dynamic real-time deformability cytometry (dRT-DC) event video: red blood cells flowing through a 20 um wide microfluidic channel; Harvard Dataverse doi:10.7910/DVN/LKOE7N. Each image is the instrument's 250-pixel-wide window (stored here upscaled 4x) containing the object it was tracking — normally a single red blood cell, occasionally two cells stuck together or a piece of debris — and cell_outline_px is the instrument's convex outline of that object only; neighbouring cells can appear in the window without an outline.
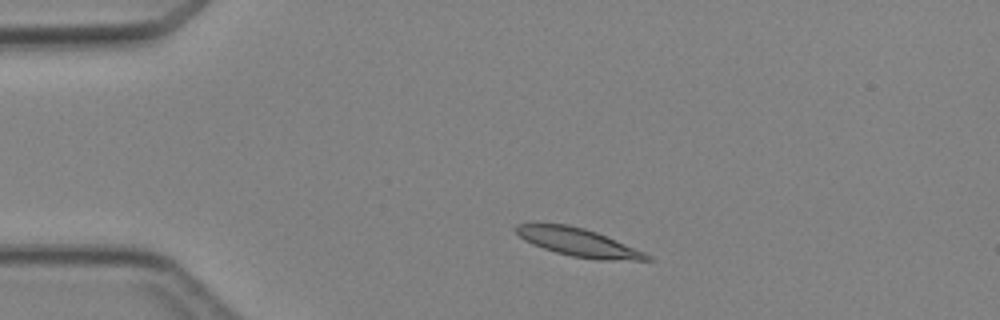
{"species": "Egyptian fruit bat (a non-hibernating species)", "species_latin": "Rousettus aegyptiacus", "temperature_condition": "cold", "stored_images_in_passage": 2, "camera_frame_rate_fps": 3000, "um_per_image_px": 0.085, "animal": {"sex": "female"}, "frame": {"image": 1, "passage_image": 1, "time_ms": 0.0, "image_size_px": [1000, 320], "cell_outline_px": [[652, 260], [596, 260], [572, 256], [556, 252], [532, 244], [524, 240], [512, 228], [516, 224], [532, 220], [536, 220], [568, 224], [584, 228], [596, 232], [644, 252], [652, 256]], "centroid_in_image_um": [49.02, 20.54], "position_along_channel_um": 36.0, "area_um2": 22.02}}